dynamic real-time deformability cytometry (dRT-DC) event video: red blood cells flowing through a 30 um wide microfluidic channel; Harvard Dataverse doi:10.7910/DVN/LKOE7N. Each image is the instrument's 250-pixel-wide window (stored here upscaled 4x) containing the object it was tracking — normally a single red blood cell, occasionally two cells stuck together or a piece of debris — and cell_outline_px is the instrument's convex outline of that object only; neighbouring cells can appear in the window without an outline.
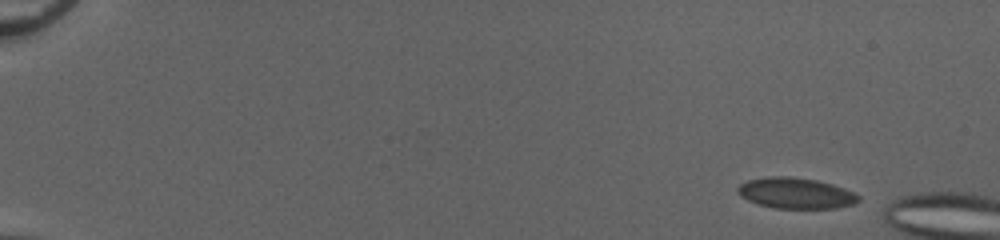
{"species": "common noctule bat (a hibernating species)", "species_latin": "Nyctalus noctula", "temperature_condition": "cold", "stored_images_in_passage": 13, "camera_frame_rate_fps": 3000, "um_per_image_px": 0.085, "animal": {"sex": "female", "body_mass_g": 20.0, "forearm_length_mm": 54.0}, "frame": {"image": 1, "passage_image": 4, "time_ms": 1.0, "image_size_px": [1000, 240], "cell_outline_px": [[860, 200], [852, 204], [836, 208], [776, 208], [760, 204], [748, 200], [740, 196], [736, 192], [736, 188], [740, 184], [748, 180], [772, 176], [792, 176], [816, 180], [832, 184], [844, 188], [860, 196]], "centroid_in_image_um": [67.62, 16.41], "position_along_channel_um": 17.4, "area_um2": 21.62}}